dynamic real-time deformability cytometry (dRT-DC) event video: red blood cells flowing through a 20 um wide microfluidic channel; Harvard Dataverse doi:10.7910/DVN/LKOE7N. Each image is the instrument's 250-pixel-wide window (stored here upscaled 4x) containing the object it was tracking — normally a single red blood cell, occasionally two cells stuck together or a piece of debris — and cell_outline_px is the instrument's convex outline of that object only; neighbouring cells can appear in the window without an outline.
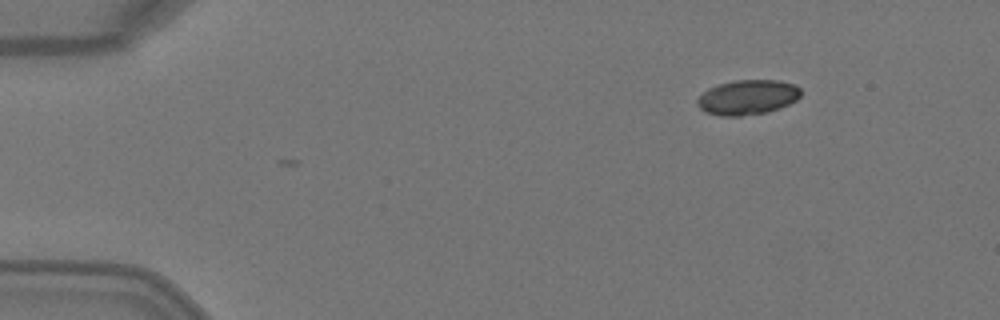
{"species": "Egyptian fruit bat (a non-hibernating species)", "species_latin": "Rousettus aegyptiacus", "temperature_condition": "warm", "stored_images_in_passage": 2, "camera_frame_rate_fps": 3000, "um_per_image_px": 0.085, "animal": {"sex": "female"}, "frame": {"image": 1, "passage_image": 2, "time_ms": 0.333, "image_size_px": [1000, 320], "cell_outline_px": [[800, 96], [796, 100], [780, 108], [764, 112], [740, 116], [720, 116], [704, 112], [696, 104], [696, 100], [708, 88], [720, 84], [736, 80], [780, 80], [796, 84], [800, 88]], "centroid_in_image_um": [63.54, 8.26], "position_along_channel_um": 21.5, "area_um2": 21.04}}